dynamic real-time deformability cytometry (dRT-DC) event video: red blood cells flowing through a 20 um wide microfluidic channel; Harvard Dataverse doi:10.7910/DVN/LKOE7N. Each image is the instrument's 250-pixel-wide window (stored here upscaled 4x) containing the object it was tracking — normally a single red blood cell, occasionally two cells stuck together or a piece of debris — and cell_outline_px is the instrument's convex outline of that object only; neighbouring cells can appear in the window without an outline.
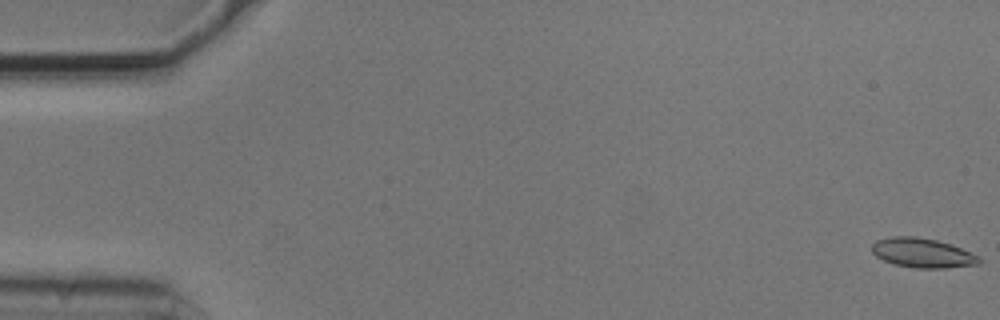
{"species": "common noctule bat (a hibernating species)", "species_latin": "Nyctalus noctula", "temperature_condition": "cold", "stored_images_in_passage": 8, "camera_frame_rate_fps": 3000, "um_per_image_px": 0.085, "animal": {"sex": "male", "body_mass_g": 20.5, "forearm_length_mm": 52.5}, "frame": {"image": 1, "passage_image": 1, "time_ms": 0.0, "image_size_px": [1000, 320], "cell_outline_px": [[980, 264], [944, 268], [916, 268], [896, 264], [884, 260], [876, 256], [872, 252], [872, 244], [876, 240], [892, 236], [916, 236], [936, 240], [952, 244], [980, 256]], "centroid_in_image_um": [78.42, 21.49], "position_along_channel_um": 6.6, "area_um2": 18.44}}
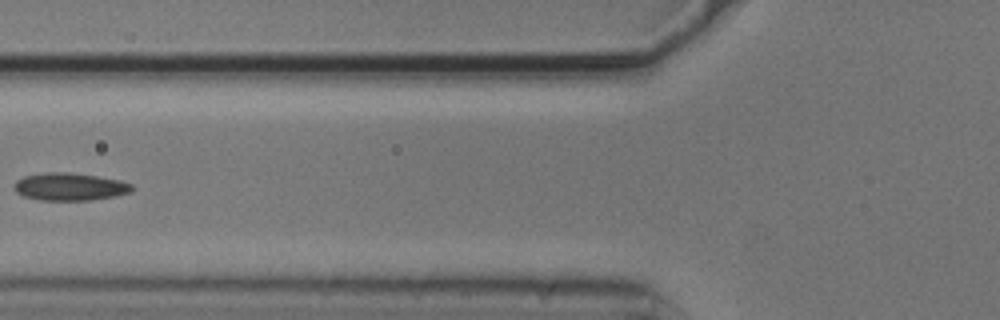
{"frame": {"image": 2, "passage_image": 6, "time_ms": 1.667, "image_size_px": [1000, 320], "cell_outline_px": [[132, 192], [92, 200], [40, 200], [24, 196], [16, 192], [12, 188], [16, 180], [24, 176], [48, 172], [68, 172], [96, 176], [120, 180], [132, 184]], "centroid_in_image_um": [5.9, 15.87], "position_along_channel_um": 119.9, "area_um2": 18.9}}
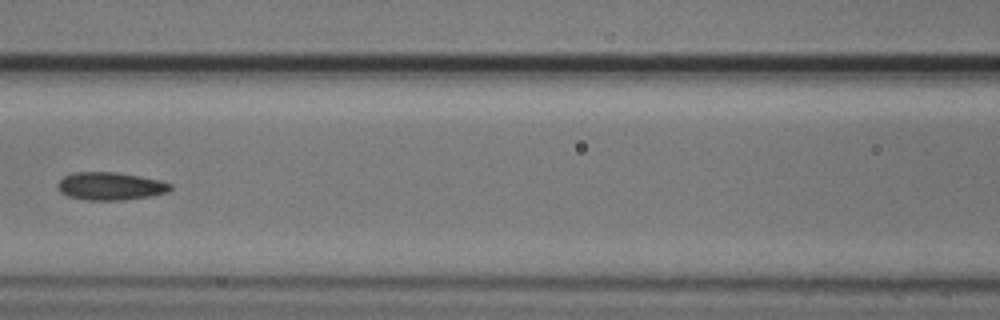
{"frame": {"image": 3, "passage_image": 7, "time_ms": 2.0, "image_size_px": [1000, 320], "cell_outline_px": [[172, 188], [168, 192], [152, 196], [124, 200], [88, 200], [68, 196], [60, 192], [56, 188], [56, 184], [64, 176], [72, 172], [116, 172], [140, 176], [160, 180], [172, 184]], "centroid_in_image_um": [9.38, 15.82], "position_along_channel_um": 157.2, "area_um2": 18.5}}